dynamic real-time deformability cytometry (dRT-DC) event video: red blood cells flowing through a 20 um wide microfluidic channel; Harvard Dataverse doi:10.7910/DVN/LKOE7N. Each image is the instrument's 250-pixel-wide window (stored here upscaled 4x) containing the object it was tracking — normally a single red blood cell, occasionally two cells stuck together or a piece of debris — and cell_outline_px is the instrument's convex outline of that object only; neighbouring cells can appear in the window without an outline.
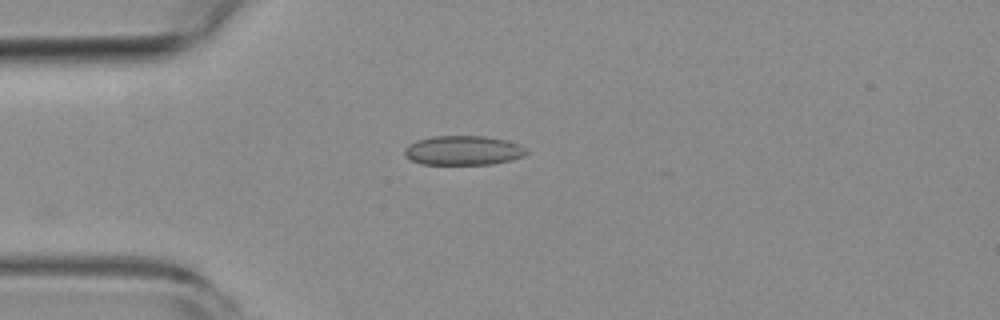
{"species": "common noctule bat (a hibernating species)", "species_latin": "Nyctalus noctula", "temperature_condition": "room temperature", "stored_images_in_passage": 3, "camera_frame_rate_fps": 3000, "um_per_image_px": 0.085, "animal": {"sex": "female", "body_mass_g": 19.3, "forearm_length_mm": 54.1}, "frame": {"image": 1, "passage_image": 3, "time_ms": 2.333, "image_size_px": [1000, 320], "cell_outline_px": [[528, 152], [524, 156], [512, 160], [492, 164], [420, 164], [404, 156], [404, 148], [408, 144], [416, 140], [432, 136], [484, 136], [508, 140], [520, 144], [528, 148]], "centroid_in_image_um": [39.39, 12.78], "position_along_channel_um": 45.6, "area_um2": 21.21}}